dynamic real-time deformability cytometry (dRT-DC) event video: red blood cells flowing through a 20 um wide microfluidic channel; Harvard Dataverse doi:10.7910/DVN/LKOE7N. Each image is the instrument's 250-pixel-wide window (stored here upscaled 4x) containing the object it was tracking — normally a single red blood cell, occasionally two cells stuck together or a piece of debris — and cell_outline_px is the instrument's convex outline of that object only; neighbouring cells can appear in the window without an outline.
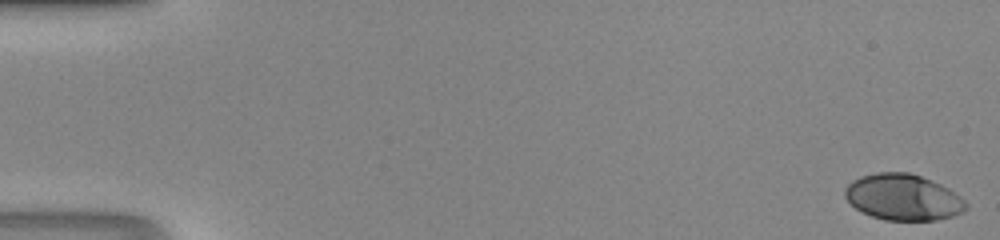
{"species": "human", "species_latin": "Homo sapiens", "temperature_condition": "room temperature", "stored_images_in_passage": 48, "camera_frame_rate_fps": 3000, "um_per_image_px": 0.085, "donor": {"sex": "male"}, "frame": {"image": 1, "passage_image": 1, "time_ms": 0.0, "image_size_px": [1000, 240], "cell_outline_px": [[968, 208], [964, 212], [952, 216], [936, 220], [884, 220], [872, 216], [856, 208], [844, 196], [844, 188], [852, 180], [860, 176], [876, 172], [908, 172], [920, 176], [940, 184], [948, 188], [960, 196], [968, 204]], "centroid_in_image_um": [76.77, 16.76], "position_along_channel_um": 8.2, "area_um2": 32.54}}
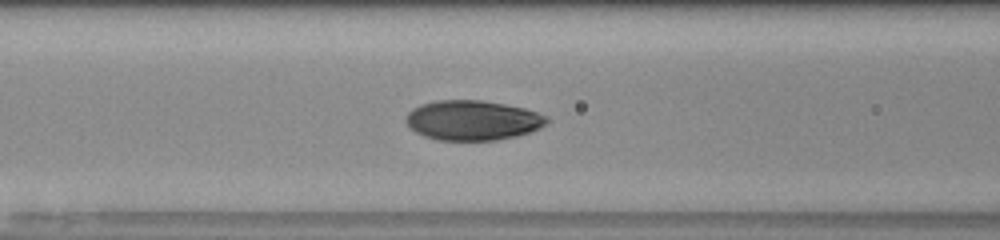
{"frame": {"image": 2, "passage_image": 21, "time_ms": 6.667, "image_size_px": [1000, 240], "cell_outline_px": [[548, 124], [540, 128], [516, 136], [496, 140], [436, 140], [424, 136], [408, 128], [404, 120], [404, 116], [412, 108], [420, 104], [436, 100], [480, 100], [504, 104], [524, 108], [548, 116]], "centroid_in_image_um": [40.12, 10.22], "position_along_channel_um": 126.5, "area_um2": 33.0}}
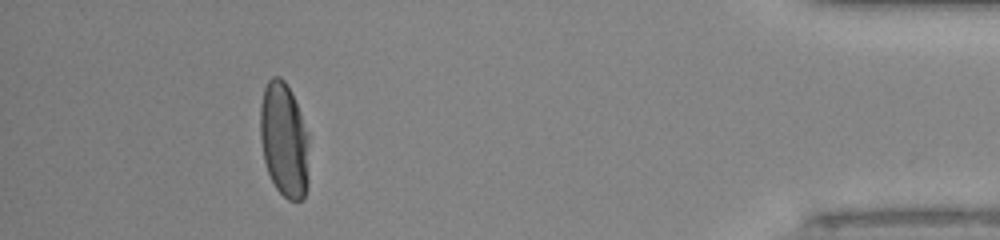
{"frame": {"image": 3, "passage_image": 44, "time_ms": 14.333, "image_size_px": [1000, 240], "cell_outline_px": [[308, 184], [304, 200], [288, 200], [276, 188], [268, 172], [264, 160], [260, 136], [260, 104], [264, 88], [268, 80], [272, 76], [280, 76], [284, 80], [300, 112], [308, 132]], "centroid_in_image_um": [24.15, 11.91], "position_along_channel_um": 411.1, "area_um2": 32.71}}